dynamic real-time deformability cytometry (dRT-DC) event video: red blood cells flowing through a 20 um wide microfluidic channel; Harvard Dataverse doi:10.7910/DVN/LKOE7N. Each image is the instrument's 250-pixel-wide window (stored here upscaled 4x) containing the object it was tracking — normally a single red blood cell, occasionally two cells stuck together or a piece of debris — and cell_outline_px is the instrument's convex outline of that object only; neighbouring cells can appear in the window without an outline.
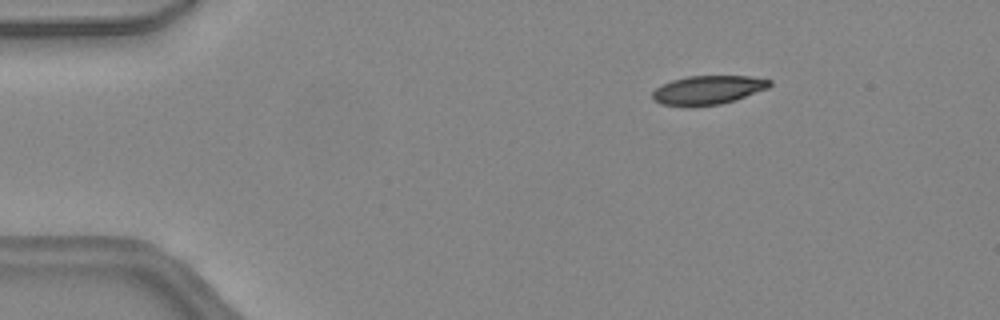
{"species": "common noctule bat (a hibernating species)", "species_latin": "Nyctalus noctula", "temperature_condition": "warm", "stored_images_in_passage": 42, "camera_frame_rate_fps": 3000, "um_per_image_px": 0.085, "animal": {"sex": "female", "body_mass_g": 24.6, "forearm_length_mm": 56.2}, "frame": {"image": 1, "passage_image": 3, "time_ms": 0.667, "image_size_px": [1000, 320], "cell_outline_px": [[772, 84], [768, 88], [736, 100], [720, 104], [688, 108], [660, 104], [652, 100], [652, 92], [656, 88], [672, 80], [688, 76], [752, 76], [772, 80]], "centroid_in_image_um": [60.16, 7.67], "position_along_channel_um": 24.8, "area_um2": 20.11}}
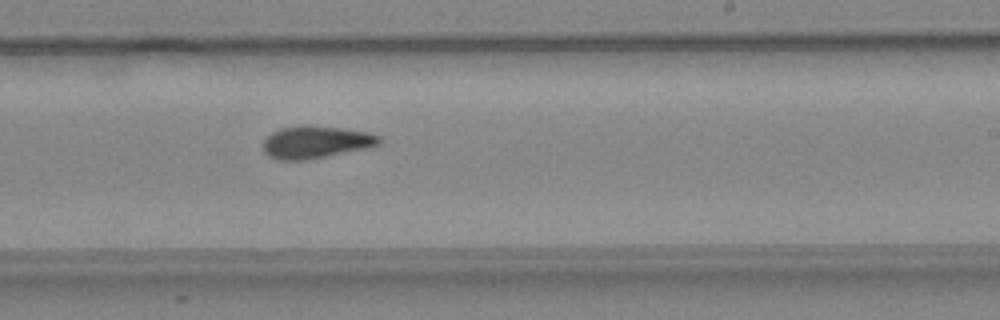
{"frame": {"image": 2, "passage_image": 24, "time_ms": 7.667, "image_size_px": [1000, 320], "cell_outline_px": [[380, 144], [364, 148], [308, 160], [276, 160], [268, 156], [264, 152], [264, 140], [272, 132], [280, 128], [300, 124], [308, 124], [340, 128], [368, 132], [380, 136]], "centroid_in_image_um": [26.8, 12.07], "position_along_channel_um": 262.2, "area_um2": 21.96}}
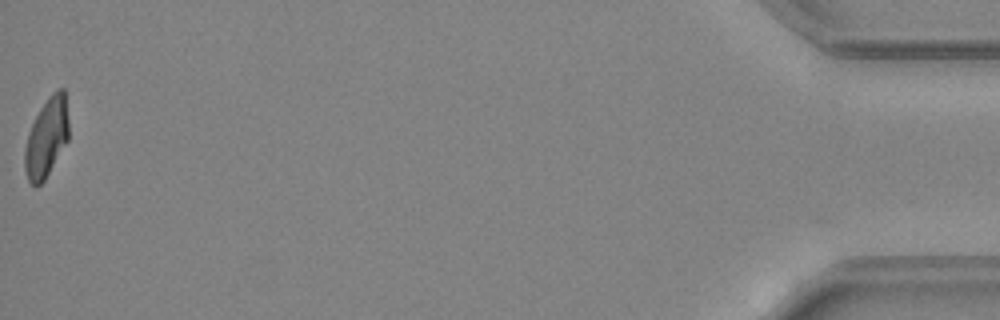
{"frame": {"image": 3, "passage_image": 42, "time_ms": 13.667, "image_size_px": [1000, 320], "cell_outline_px": [[68, 140], [44, 180], [36, 188], [28, 180], [24, 168], [24, 148], [28, 132], [40, 108], [48, 96], [56, 88], [64, 88], [68, 120]], "centroid_in_image_um": [3.94, 11.68], "position_along_channel_um": 431.3, "area_um2": 20.29}, "authors_computed_cell_mechanics": {"area_um2": 21.4149, "velocity_mm_per_s": 4.4881, "shape_relaxation_time_tau1_ms": 9.5258, "shape_relaxation_time_tau2_ms": 3.0249, "deformation_change_tau1": 0.259, "deformation_change_tau2": 0.0946}}